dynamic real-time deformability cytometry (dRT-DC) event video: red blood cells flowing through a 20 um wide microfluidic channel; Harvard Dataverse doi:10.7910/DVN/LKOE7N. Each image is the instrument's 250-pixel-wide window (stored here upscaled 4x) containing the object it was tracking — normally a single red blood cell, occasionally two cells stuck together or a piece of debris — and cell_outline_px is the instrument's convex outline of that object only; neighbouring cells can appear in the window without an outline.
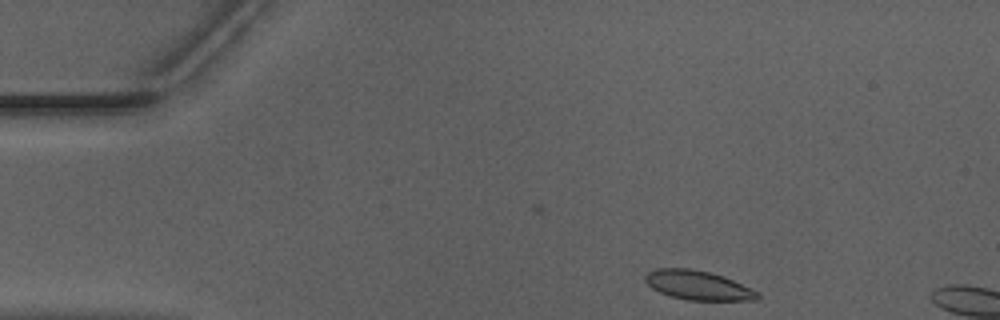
{"species": "Egyptian fruit bat (a non-hibernating species)", "species_latin": "Rousettus aegyptiacus", "temperature_condition": "warm", "stored_images_in_passage": 5, "camera_frame_rate_fps": 3000, "um_per_image_px": 0.085, "animal": {"sex": "male"}, "frame": {"image": 1, "passage_image": 1, "time_ms": 0.0, "image_size_px": [1000, 320], "cell_outline_px": [[760, 296], [756, 300], [688, 300], [672, 296], [660, 292], [652, 288], [644, 280], [644, 276], [648, 272], [656, 268], [688, 268], [708, 272], [724, 276], [752, 288], [760, 292]], "centroid_in_image_um": [59.35, 24.24], "position_along_channel_um": 25.7, "area_um2": 19.13}}